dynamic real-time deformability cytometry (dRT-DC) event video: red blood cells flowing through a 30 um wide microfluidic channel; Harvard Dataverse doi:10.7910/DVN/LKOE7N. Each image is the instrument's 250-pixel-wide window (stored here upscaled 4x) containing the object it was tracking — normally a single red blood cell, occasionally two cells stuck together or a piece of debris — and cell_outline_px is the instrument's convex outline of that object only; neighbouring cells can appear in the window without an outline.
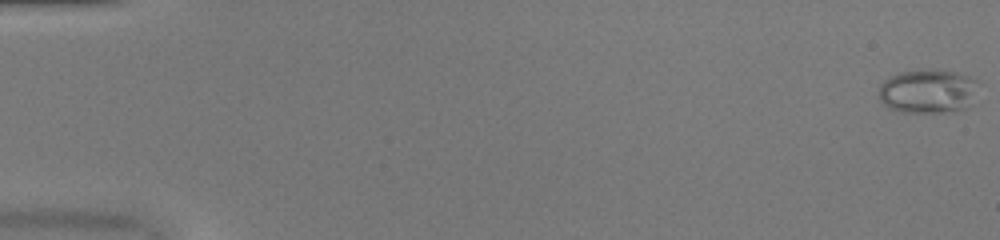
{"species": "common noctule bat (a hibernating species)", "species_latin": "Nyctalus noctula", "temperature_condition": "warm", "stored_images_in_passage": 9, "camera_frame_rate_fps": 3000, "um_per_image_px": 0.085, "animal": {"sex": "female", "body_mass_g": 20.0, "forearm_length_mm": 54.0}, "frame": {"image": 1, "passage_image": 1, "time_ms": 0.0, "image_size_px": [1000, 240], "cell_outline_px": [[980, 84], [972, 104], [968, 108], [952, 112], [900, 112], [888, 108], [880, 100], [880, 84], [888, 76], [900, 72], [920, 68], [932, 68], [956, 72], [972, 76], [980, 80]], "centroid_in_image_um": [78.94, 7.73], "position_along_channel_um": 6.1, "area_um2": 26.59}}